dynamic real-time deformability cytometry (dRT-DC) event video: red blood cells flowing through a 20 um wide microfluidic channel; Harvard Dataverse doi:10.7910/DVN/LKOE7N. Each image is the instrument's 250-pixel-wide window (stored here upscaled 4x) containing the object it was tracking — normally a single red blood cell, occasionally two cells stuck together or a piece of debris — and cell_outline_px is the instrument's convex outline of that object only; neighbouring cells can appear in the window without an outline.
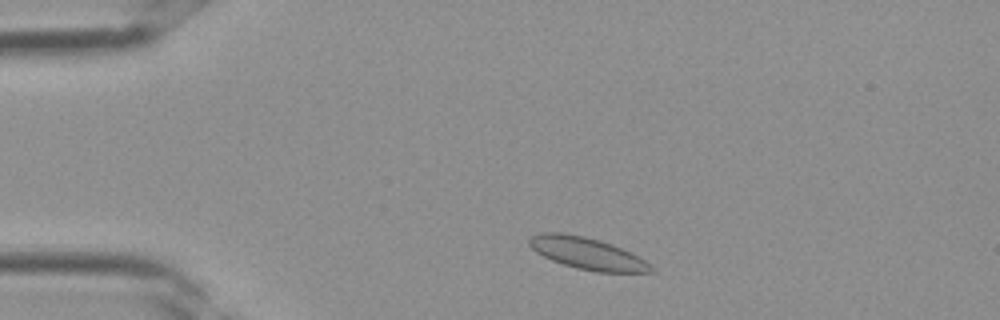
{"species": "Egyptian fruit bat (a non-hibernating species)", "species_latin": "Rousettus aegyptiacus", "temperature_condition": "room temperature", "stored_images_in_passage": 31, "camera_frame_rate_fps": 3000, "um_per_image_px": 0.085, "frame": {"image": 1, "passage_image": 2, "time_ms": 0.333, "image_size_px": [1000, 320], "cell_outline_px": [[656, 272], [596, 272], [576, 268], [552, 260], [536, 252], [528, 244], [528, 240], [532, 236], [544, 232], [564, 232], [584, 236], [600, 240], [612, 244], [644, 260]], "centroid_in_image_um": [49.87, 21.53], "position_along_channel_um": 35.1, "area_um2": 22.31}}
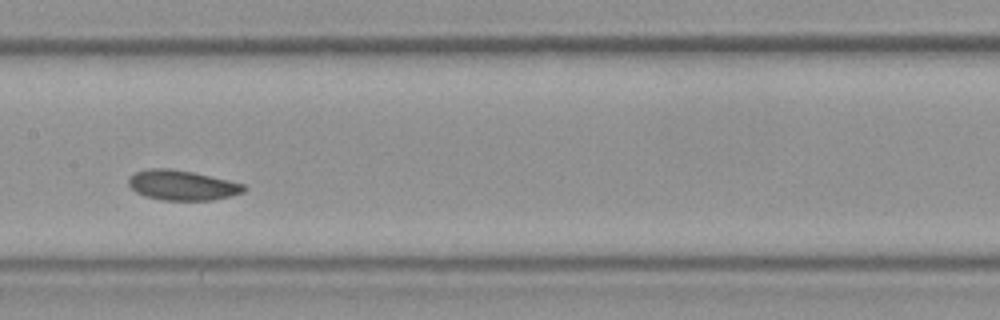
{"frame": {"image": 2, "passage_image": 13, "time_ms": 4.0, "image_size_px": [1000, 320], "cell_outline_px": [[248, 188], [244, 192], [212, 200], [160, 200], [144, 196], [136, 192], [128, 184], [128, 176], [136, 172], [148, 168], [172, 168], [192, 172], [228, 180], [244, 184]], "centroid_in_image_um": [15.45, 15.74], "position_along_channel_um": 191.9, "area_um2": 20.23}}
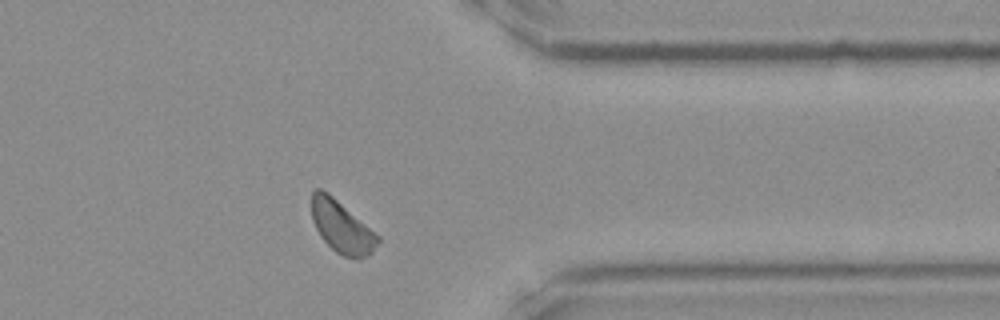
{"frame": {"image": 3, "passage_image": 24, "time_ms": 7.667, "image_size_px": [1000, 320], "cell_outline_px": [[380, 240], [372, 252], [368, 256], [344, 256], [336, 252], [320, 236], [312, 220], [312, 192], [316, 188], [320, 188], [328, 192], [380, 236]], "centroid_in_image_um": [29.03, 19.25], "position_along_channel_um": 382.4, "area_um2": 19.71}}